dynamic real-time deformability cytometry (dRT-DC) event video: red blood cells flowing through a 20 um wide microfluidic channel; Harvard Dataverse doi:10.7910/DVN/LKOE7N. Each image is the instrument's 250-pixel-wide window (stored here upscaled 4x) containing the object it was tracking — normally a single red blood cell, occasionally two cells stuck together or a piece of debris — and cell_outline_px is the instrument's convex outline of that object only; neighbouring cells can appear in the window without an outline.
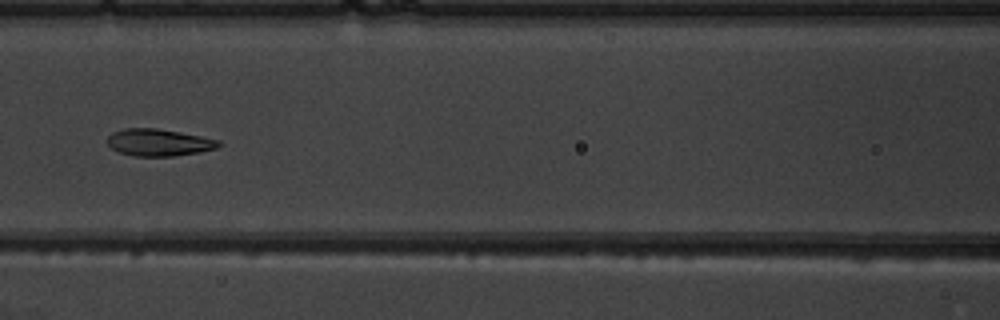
{"species": "common noctule bat (a hibernating species)", "species_latin": "Nyctalus noctula", "temperature_condition": "warm", "stored_images_in_passage": 7, "camera_frame_rate_fps": 3000, "um_per_image_px": 0.085, "animal": {"sex": "male", "body_mass_g": 19.5, "forearm_length_mm": 54.6}, "frame": {"image": 1, "passage_image": 7, "time_ms": 7.0, "image_size_px": [1000, 320], "cell_outline_px": [[224, 144], [216, 148], [200, 152], [172, 156], [132, 156], [120, 152], [112, 148], [108, 144], [108, 136], [112, 132], [124, 128], [156, 128], [200, 136], [220, 140]], "centroid_in_image_um": [13.51, 12.11], "position_along_channel_um": 153.1, "area_um2": 17.51}}